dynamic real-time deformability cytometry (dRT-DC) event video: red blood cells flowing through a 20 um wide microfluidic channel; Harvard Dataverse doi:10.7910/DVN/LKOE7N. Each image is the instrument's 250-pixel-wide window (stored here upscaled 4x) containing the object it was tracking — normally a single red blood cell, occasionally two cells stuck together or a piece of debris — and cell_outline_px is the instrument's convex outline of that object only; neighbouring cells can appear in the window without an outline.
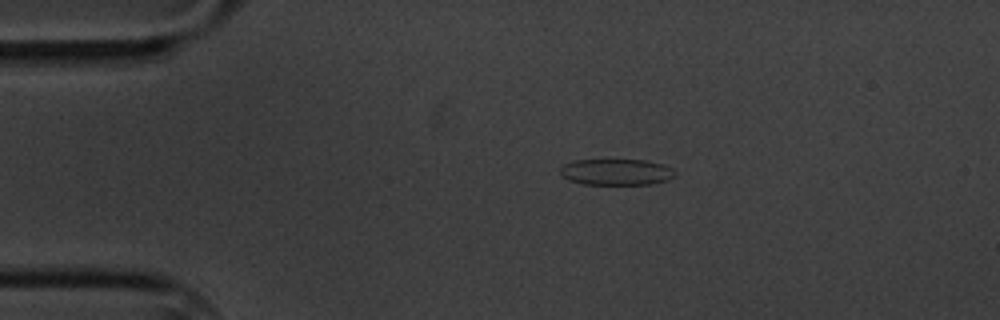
{"species": "common noctule bat (a hibernating species)", "species_latin": "Nyctalus noctula", "temperature_condition": "cold", "stored_images_in_passage": 8, "camera_frame_rate_fps": 3000, "um_per_image_px": 0.085, "animal": {"sex": "male", "body_mass_g": 20.1, "forearm_length_mm": 53.5}, "frame": {"image": 1, "passage_image": 2, "time_ms": 1.333, "image_size_px": [1000, 320], "cell_outline_px": [[676, 176], [668, 180], [652, 184], [584, 184], [568, 180], [560, 176], [560, 168], [564, 164], [576, 160], [644, 160], [664, 164], [672, 168], [676, 172]], "centroid_in_image_um": [52.4, 14.62], "position_along_channel_um": 32.6, "area_um2": 17.69}}
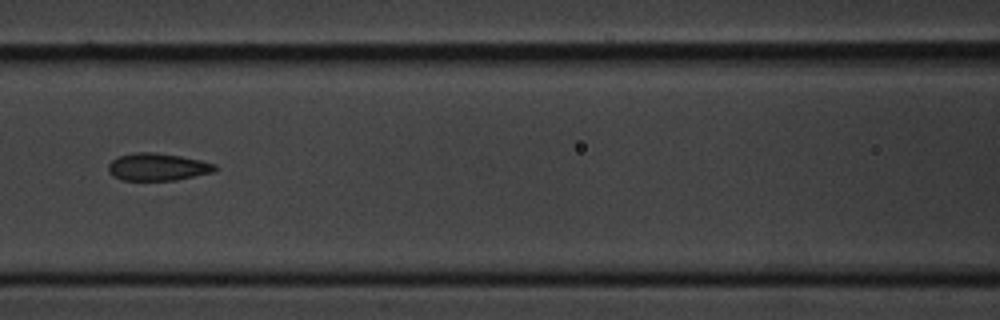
{"frame": {"image": 2, "passage_image": 6, "time_ms": 6.0, "image_size_px": [1000, 320], "cell_outline_px": [[216, 168], [212, 172], [176, 180], [120, 180], [112, 176], [108, 172], [108, 164], [112, 160], [120, 156], [136, 152], [156, 152], [180, 156], [200, 160], [216, 164]], "centroid_in_image_um": [13.36, 14.19], "position_along_channel_um": 153.2, "area_um2": 16.99}}
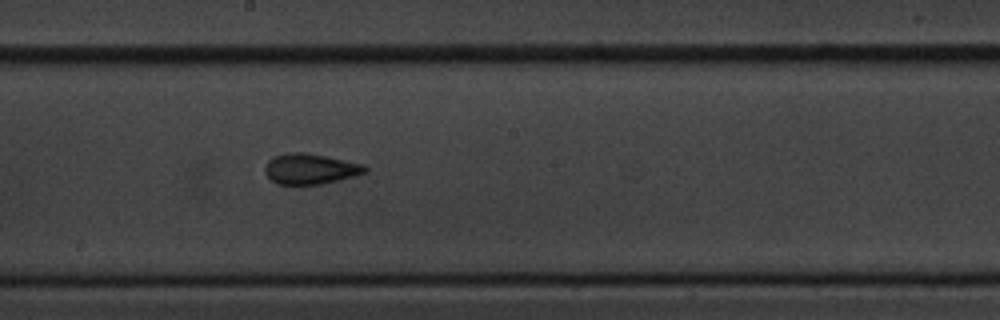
{"frame": {"image": 3, "passage_image": 8, "time_ms": 8.0, "image_size_px": [1000, 320], "cell_outline_px": [[368, 172], [320, 184], [276, 184], [264, 172], [264, 168], [268, 160], [272, 156], [288, 152], [304, 152], [364, 164], [368, 168]], "centroid_in_image_um": [26.34, 14.34], "position_along_channel_um": 221.9, "area_um2": 17.69}}